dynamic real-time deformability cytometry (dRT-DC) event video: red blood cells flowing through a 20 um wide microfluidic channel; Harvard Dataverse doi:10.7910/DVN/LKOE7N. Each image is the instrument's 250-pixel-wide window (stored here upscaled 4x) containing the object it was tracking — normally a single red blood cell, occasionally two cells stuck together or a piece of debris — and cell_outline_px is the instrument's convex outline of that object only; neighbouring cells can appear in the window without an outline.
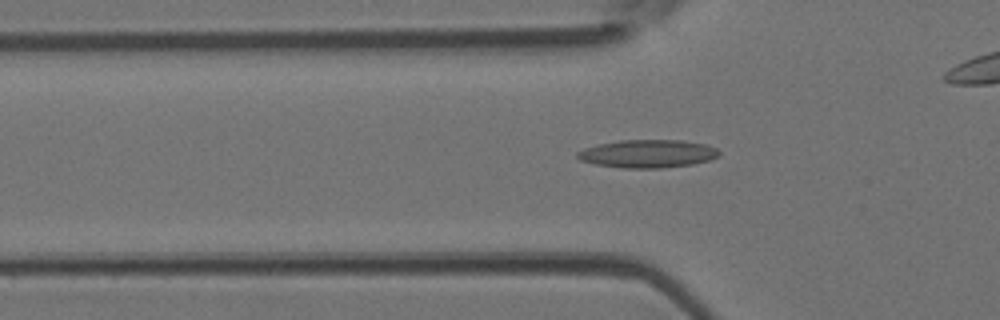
{"species": "Egyptian fruit bat (a non-hibernating species)", "species_latin": "Rousettus aegyptiacus", "temperature_condition": "room temperature", "stored_images_in_passage": 36, "camera_frame_rate_fps": 3000, "um_per_image_px": 0.085, "animal": {"sex": "female"}, "frame": {"image": 1, "passage_image": 3, "time_ms": 0.667, "image_size_px": [1000, 320], "cell_outline_px": [[720, 156], [708, 160], [692, 164], [660, 168], [620, 168], [596, 164], [580, 160], [576, 156], [576, 152], [584, 148], [600, 144], [620, 140], [680, 140], [704, 144], [716, 148], [720, 152]], "centroid_in_image_um": [55.04, 13.07], "position_along_channel_um": 70.8, "area_um2": 23.06}}
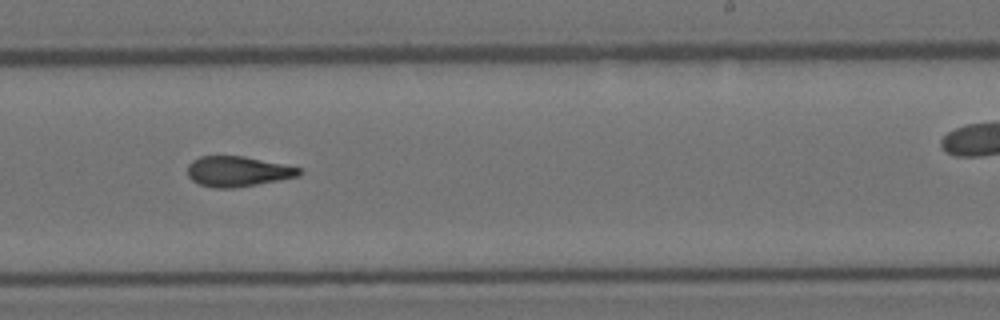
{"frame": {"image": 2, "passage_image": 17, "time_ms": 5.333, "image_size_px": [1000, 320], "cell_outline_px": [[304, 172], [300, 176], [280, 180], [232, 188], [212, 188], [200, 184], [192, 180], [188, 176], [188, 164], [192, 160], [200, 156], [244, 156], [304, 168]], "centroid_in_image_um": [20.25, 14.56], "position_along_channel_um": 268.7, "area_um2": 19.88}}
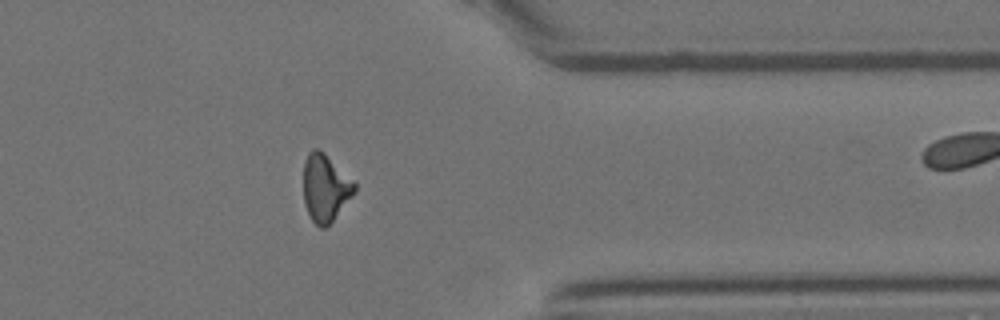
{"frame": {"image": 3, "passage_image": 26, "time_ms": 8.333, "image_size_px": [1000, 320], "cell_outline_px": [[356, 192], [332, 220], [324, 228], [320, 228], [312, 220], [304, 204], [304, 160], [308, 152], [312, 148], [320, 148], [356, 184]], "centroid_in_image_um": [27.63, 15.94], "position_along_channel_um": 383.8, "area_um2": 19.88}, "authors_computed_cell_mechanics": {"area_um2": 19.9121, "velocity_mm_per_s": 4.2331, "shape_relaxation_time_tau1_ms": 7.5345, "shape_relaxation_time_tau2_ms": 2.758, "deformation_change_tau1": 0.2271, "deformation_change_tau2": 0.1232}}